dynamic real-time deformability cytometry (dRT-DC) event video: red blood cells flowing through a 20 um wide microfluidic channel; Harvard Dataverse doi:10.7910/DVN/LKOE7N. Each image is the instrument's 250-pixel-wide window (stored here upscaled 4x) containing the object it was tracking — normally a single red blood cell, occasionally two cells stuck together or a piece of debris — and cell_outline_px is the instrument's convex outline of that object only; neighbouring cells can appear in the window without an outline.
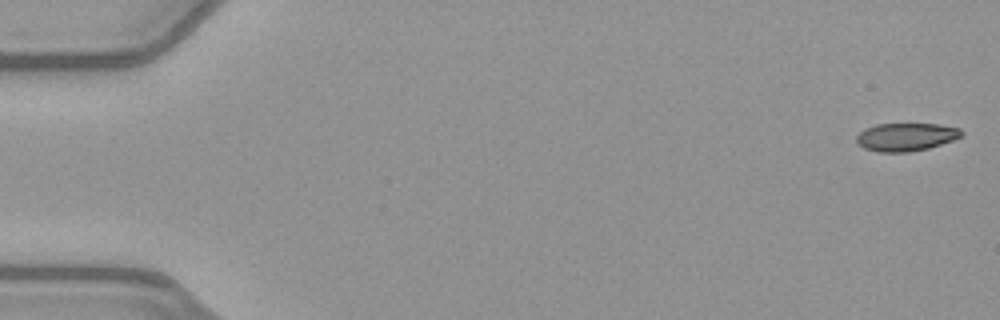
{"species": "common noctule bat (a hibernating species)", "species_latin": "Nyctalus noctula", "temperature_condition": "warm", "stored_images_in_passage": 51, "camera_frame_rate_fps": 3000, "um_per_image_px": 0.085, "animal": {"sex": "female", "body_mass_g": 21.9}, "frame": {"image": 1, "passage_image": 1, "time_ms": 0.0, "image_size_px": [1000, 320], "cell_outline_px": [[964, 136], [928, 148], [908, 152], [880, 152], [864, 148], [856, 144], [856, 136], [864, 128], [876, 124], [940, 124], [960, 128], [964, 132]], "centroid_in_image_um": [77.0, 11.63], "position_along_channel_um": 8.0, "area_um2": 17.28}}
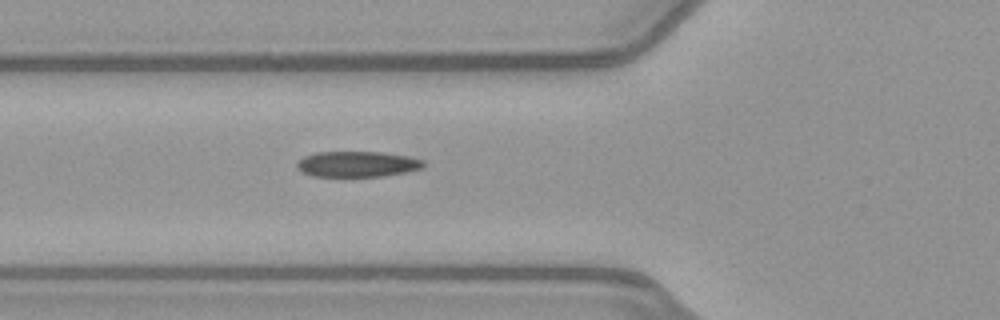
{"frame": {"image": 2, "passage_image": 19, "time_ms": 6.0, "image_size_px": [1000, 320], "cell_outline_px": [[424, 164], [420, 168], [404, 172], [380, 176], [312, 176], [300, 172], [296, 168], [296, 164], [304, 156], [316, 152], [380, 152], [408, 156], [424, 160]], "centroid_in_image_um": [30.31, 13.94], "position_along_channel_um": 95.5, "area_um2": 18.79}}
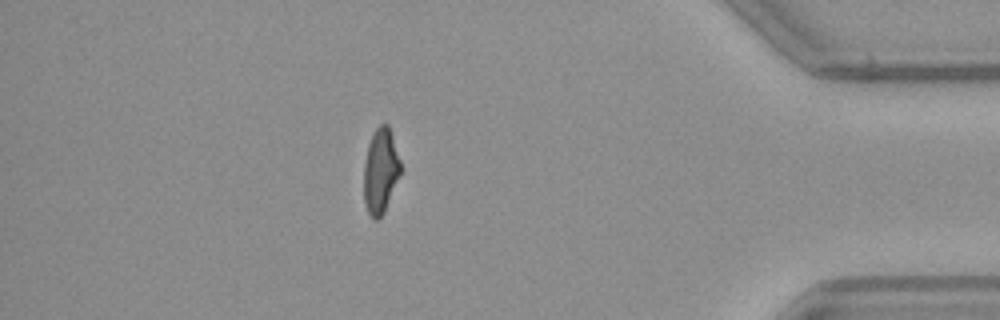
{"frame": {"image": 3, "passage_image": 45, "time_ms": 14.667, "image_size_px": [1000, 320], "cell_outline_px": [[400, 172], [384, 212], [376, 220], [372, 220], [364, 204], [364, 164], [368, 144], [372, 132], [380, 124], [388, 124], [400, 160]], "centroid_in_image_um": [32.32, 14.52], "position_along_channel_um": 402.9, "area_um2": 17.98}, "authors_computed_cell_mechanics": {"area_um2": 18.9584, "velocity_mm_per_s": 4.0299, "shape_relaxation_time_tau1_ms": 6.7928, "shape_relaxation_time_tau2_ms": 1.7636, "deformation_change_tau1": 0.2002, "deformation_change_tau2": 0.0921}}